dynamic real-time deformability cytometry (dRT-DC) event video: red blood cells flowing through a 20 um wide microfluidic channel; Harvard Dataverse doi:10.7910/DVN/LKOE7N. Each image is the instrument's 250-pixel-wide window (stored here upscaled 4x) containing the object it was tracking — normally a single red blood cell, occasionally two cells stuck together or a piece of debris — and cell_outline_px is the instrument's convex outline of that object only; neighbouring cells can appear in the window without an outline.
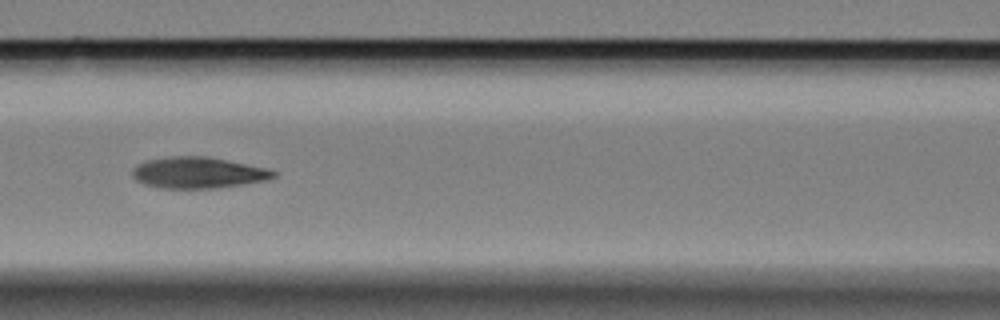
{"species": "Egyptian fruit bat (a non-hibernating species)", "species_latin": "Rousettus aegyptiacus", "temperature_condition": "cold", "stored_images_in_passage": 22, "camera_frame_rate_fps": 3000, "um_per_image_px": 0.085, "animal": {"sex": "female"}, "frame": {"image": 1, "passage_image": 16, "time_ms": 5.0, "image_size_px": [1000, 320], "cell_outline_px": [[276, 176], [268, 180], [220, 188], [156, 188], [144, 184], [136, 180], [132, 176], [132, 168], [136, 164], [144, 160], [172, 156], [208, 156], [268, 168], [276, 172]], "centroid_in_image_um": [16.82, 14.68], "position_along_channel_um": 149.8, "area_um2": 26.07}}
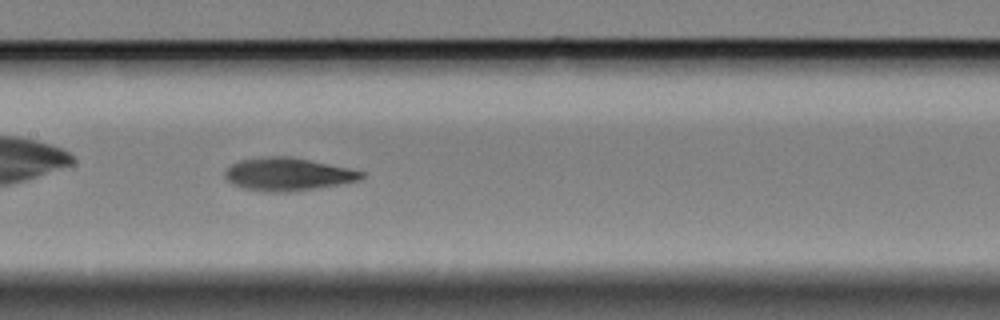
{"frame": {"image": 2, "passage_image": 19, "time_ms": 6.0, "image_size_px": [1000, 320], "cell_outline_px": [[364, 176], [360, 180], [340, 184], [316, 188], [288, 192], [268, 192], [244, 188], [228, 180], [224, 172], [232, 164], [240, 160], [268, 156], [288, 156], [348, 168], [364, 172]], "centroid_in_image_um": [24.48, 14.81], "position_along_channel_um": 182.9, "area_um2": 25.72}}